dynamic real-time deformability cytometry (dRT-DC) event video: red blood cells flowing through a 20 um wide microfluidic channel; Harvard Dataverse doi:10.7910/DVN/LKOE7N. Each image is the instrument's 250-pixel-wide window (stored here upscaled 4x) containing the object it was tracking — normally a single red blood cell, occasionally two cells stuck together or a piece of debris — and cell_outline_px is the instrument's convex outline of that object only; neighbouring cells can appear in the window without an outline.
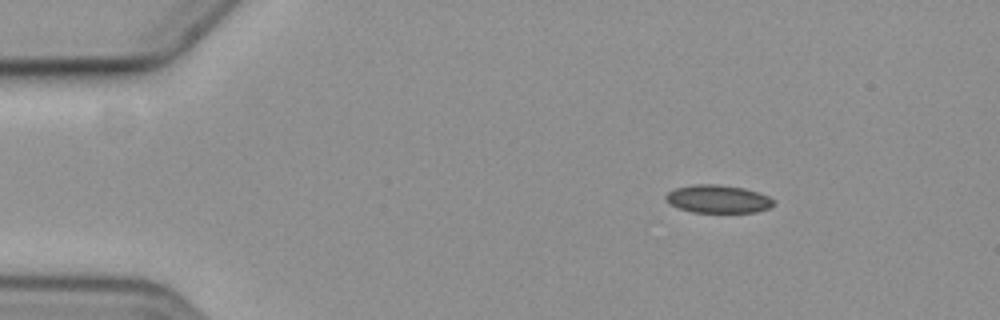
{"species": "common noctule bat (a hibernating species)", "species_latin": "Nyctalus noctula", "temperature_condition": "cold", "stored_images_in_passage": 5, "camera_frame_rate_fps": 3000, "um_per_image_px": 0.085, "animal": {"sex": "female", "body_mass_g": 19.3, "forearm_length_mm": 54.1}, "frame": {"image": 1, "passage_image": 1, "time_ms": 0.0, "image_size_px": [1000, 320], "cell_outline_px": [[776, 204], [768, 208], [756, 212], [692, 212], [680, 208], [672, 204], [664, 196], [668, 192], [676, 188], [692, 184], [716, 184], [744, 188], [768, 196]], "centroid_in_image_um": [61.04, 16.91], "position_along_channel_um": 24.0, "area_um2": 17.34}}
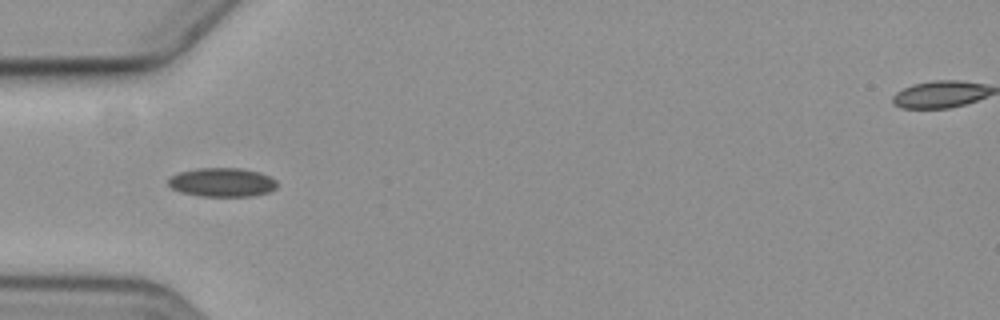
{"frame": {"image": 2, "passage_image": 4, "time_ms": 3.333, "image_size_px": [1000, 320], "cell_outline_px": [[276, 188], [268, 192], [252, 196], [200, 196], [180, 192], [172, 188], [168, 184], [168, 180], [172, 176], [180, 172], [196, 168], [240, 168], [260, 172], [276, 180]], "centroid_in_image_um": [18.88, 15.49], "position_along_channel_um": 66.1, "area_um2": 18.26}}
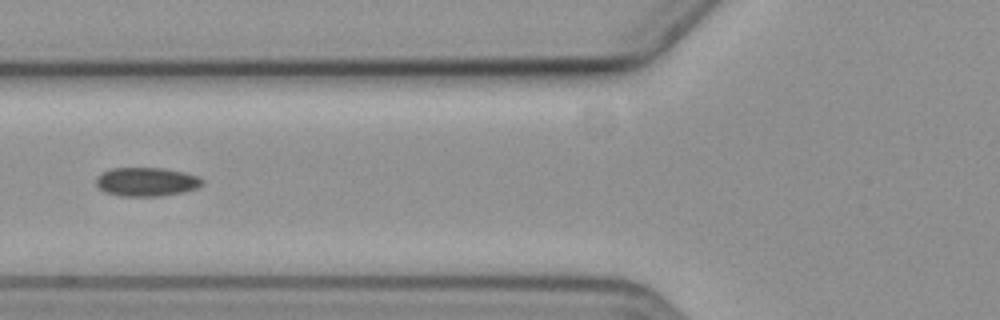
{"frame": {"image": 3, "passage_image": 5, "time_ms": 4.667, "image_size_px": [1000, 320], "cell_outline_px": [[204, 184], [196, 188], [184, 192], [160, 196], [120, 196], [104, 192], [96, 184], [96, 176], [100, 172], [112, 168], [164, 168], [184, 172], [200, 176], [204, 180]], "centroid_in_image_um": [12.46, 15.45], "position_along_channel_um": 113.3, "area_um2": 18.09}}